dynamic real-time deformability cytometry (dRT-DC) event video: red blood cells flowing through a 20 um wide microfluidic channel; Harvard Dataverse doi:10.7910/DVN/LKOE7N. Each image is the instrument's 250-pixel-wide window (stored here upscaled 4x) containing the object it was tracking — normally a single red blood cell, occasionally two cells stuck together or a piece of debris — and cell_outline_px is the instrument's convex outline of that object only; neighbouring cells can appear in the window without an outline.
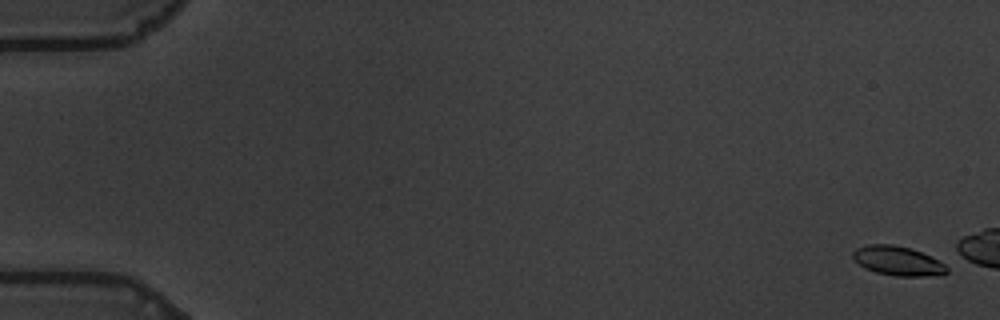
{"species": "common noctule bat (a hibernating species)", "species_latin": "Nyctalus noctula", "temperature_condition": "warm", "stored_images_in_passage": 3, "camera_frame_rate_fps": 3000, "um_per_image_px": 0.085, "animal": {"sex": "male", "body_mass_g": 19.5, "forearm_length_mm": 54.6}, "frame": {"image": 1, "passage_image": 2, "time_ms": 0.333, "image_size_px": [1000, 320], "cell_outline_px": [[948, 272], [924, 276], [896, 276], [876, 272], [864, 268], [852, 256], [852, 252], [856, 248], [868, 244], [892, 244], [912, 248], [944, 264], [948, 268]], "centroid_in_image_um": [76.26, 22.16], "position_along_channel_um": 8.7, "area_um2": 15.78}}